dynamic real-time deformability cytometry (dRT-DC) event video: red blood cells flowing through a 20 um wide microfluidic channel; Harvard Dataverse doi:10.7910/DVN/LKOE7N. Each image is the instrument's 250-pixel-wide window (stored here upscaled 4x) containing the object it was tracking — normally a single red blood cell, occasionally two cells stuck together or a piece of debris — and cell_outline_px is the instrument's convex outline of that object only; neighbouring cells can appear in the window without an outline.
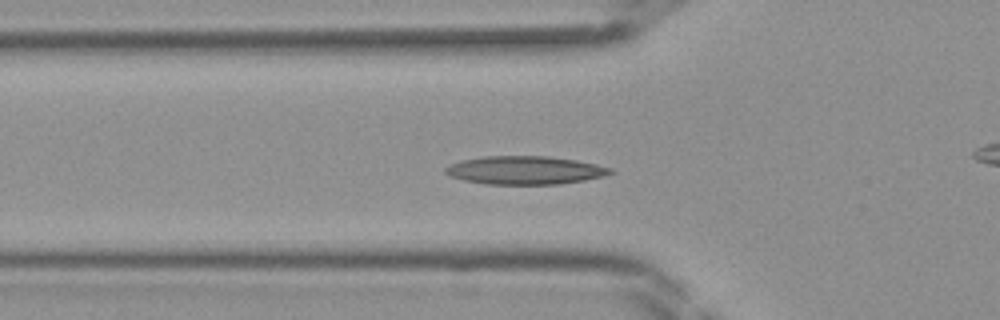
{"species": "Egyptian fruit bat (a non-hibernating species)", "species_latin": "Rousettus aegyptiacus", "temperature_condition": "room temperature", "stored_images_in_passage": 39, "camera_frame_rate_fps": 3000, "um_per_image_px": 0.085, "frame": {"image": 1, "passage_image": 12, "time_ms": 3.667, "image_size_px": [1000, 320], "cell_outline_px": [[616, 172], [604, 176], [584, 180], [560, 184], [488, 184], [464, 180], [448, 176], [444, 172], [444, 168], [460, 160], [484, 156], [548, 156], [576, 160], [596, 164], [612, 168]], "centroid_in_image_um": [44.63, 14.47], "position_along_channel_um": 81.2, "area_um2": 27.28}}
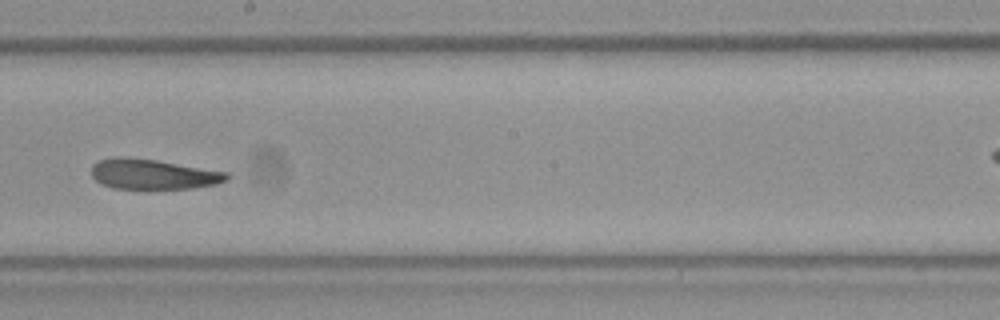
{"frame": {"image": 2, "passage_image": 22, "time_ms": 7.0, "image_size_px": [1000, 320], "cell_outline_px": [[232, 176], [228, 180], [216, 184], [192, 188], [112, 188], [100, 184], [92, 176], [92, 164], [100, 160], [112, 156], [128, 156], [156, 160], [228, 172]], "centroid_in_image_um": [13.0, 14.79], "position_along_channel_um": 235.2, "area_um2": 23.93}}
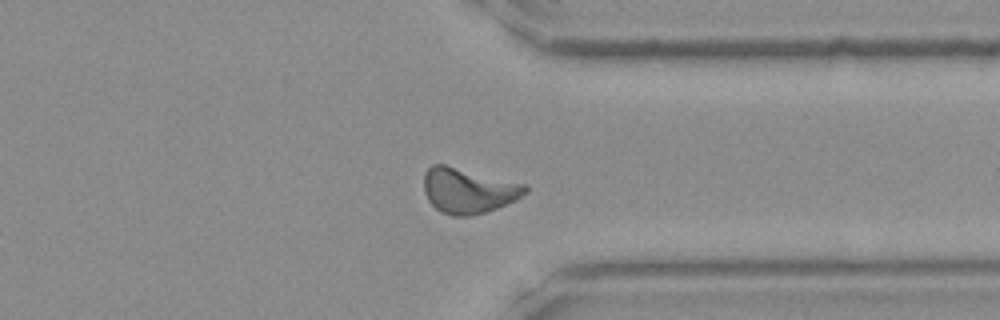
{"frame": {"image": 3, "passage_image": 31, "time_ms": 10.0, "image_size_px": [1000, 320], "cell_outline_px": [[528, 192], [516, 200], [496, 208], [484, 212], [468, 216], [452, 216], [440, 212], [428, 200], [424, 192], [424, 172], [432, 164], [444, 164], [528, 184]], "centroid_in_image_um": [39.81, 16.19], "position_along_channel_um": 371.6, "area_um2": 26.93}}